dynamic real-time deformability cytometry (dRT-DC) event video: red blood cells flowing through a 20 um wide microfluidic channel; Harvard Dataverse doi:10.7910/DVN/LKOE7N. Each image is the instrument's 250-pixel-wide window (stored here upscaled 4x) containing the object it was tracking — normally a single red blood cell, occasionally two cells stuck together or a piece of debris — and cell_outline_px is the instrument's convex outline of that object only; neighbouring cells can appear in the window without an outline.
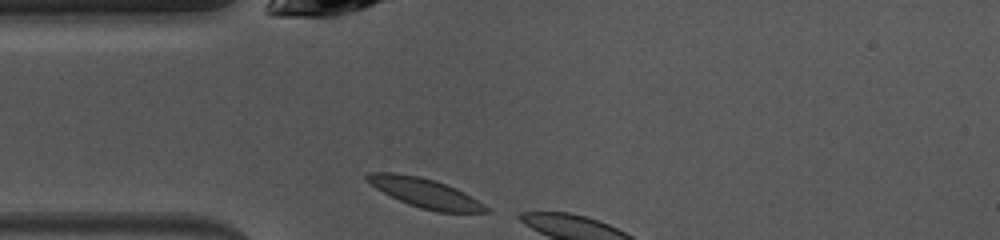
{"species": "common noctule bat (a hibernating species)", "species_latin": "Nyctalus noctula", "temperature_condition": "warm", "stored_images_in_passage": 3, "camera_frame_rate_fps": 3000, "um_per_image_px": 0.085, "animal": {"sex": "female", "body_mass_g": 10.0, "forearm_length_mm": 53.1}, "frame": {"image": 1, "passage_image": 1, "time_ms": 0.0, "image_size_px": [1000, 240], "cell_outline_px": [[488, 212], [436, 212], [420, 208], [408, 204], [376, 188], [364, 180], [364, 176], [368, 172], [392, 172], [420, 176], [456, 188], [464, 192], [484, 204], [488, 208]], "centroid_in_image_um": [36.08, 16.39], "position_along_channel_um": 48.9, "area_um2": 20.11}}